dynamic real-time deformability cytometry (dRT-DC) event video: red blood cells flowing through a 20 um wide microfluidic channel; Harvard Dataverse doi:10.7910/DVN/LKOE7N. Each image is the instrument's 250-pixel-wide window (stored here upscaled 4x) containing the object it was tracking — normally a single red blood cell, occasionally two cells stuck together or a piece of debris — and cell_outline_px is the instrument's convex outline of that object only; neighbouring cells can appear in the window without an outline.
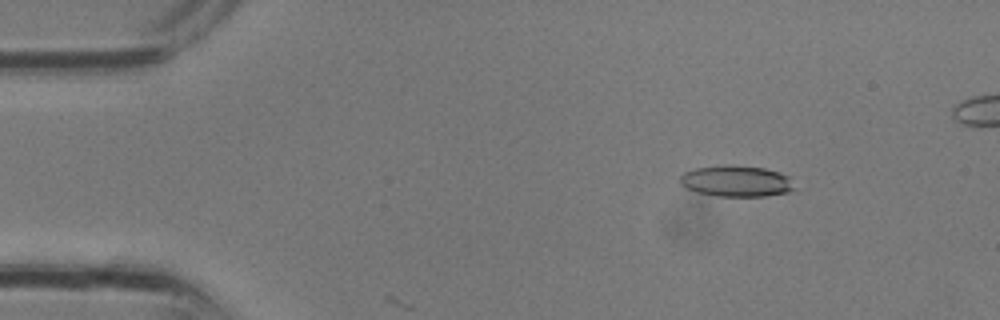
{"species": "common noctule bat (a hibernating species)", "species_latin": "Nyctalus noctula", "temperature_condition": "room temperature", "stored_images_in_passage": 6, "camera_frame_rate_fps": 3000, "um_per_image_px": 0.085, "animal": {"sex": "male", "body_mass_g": 13.3}, "frame": {"image": 1, "passage_image": 4, "time_ms": 1.0, "image_size_px": [1000, 320], "cell_outline_px": [[796, 188], [788, 192], [764, 196], [716, 196], [696, 192], [680, 184], [680, 176], [684, 172], [692, 168], [764, 168], [780, 172], [788, 176]], "centroid_in_image_um": [62.61, 15.45], "position_along_channel_um": 22.4, "area_um2": 19.88}}